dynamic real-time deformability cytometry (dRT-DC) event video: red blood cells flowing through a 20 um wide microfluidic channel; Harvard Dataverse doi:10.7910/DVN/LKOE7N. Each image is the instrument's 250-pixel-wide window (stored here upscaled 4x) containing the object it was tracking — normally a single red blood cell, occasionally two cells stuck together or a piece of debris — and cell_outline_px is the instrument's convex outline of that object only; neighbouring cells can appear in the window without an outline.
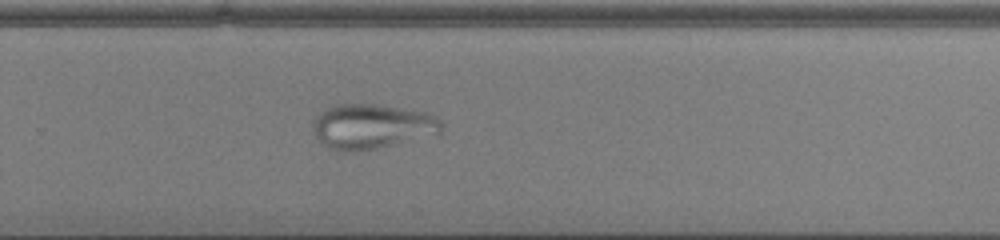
{"species": "common noctule bat (a hibernating species)", "species_latin": "Nyctalus noctula", "temperature_condition": "cold", "stored_images_in_passage": 46, "camera_frame_rate_fps": 3000, "um_per_image_px": 0.085, "animal": {"sex": "male", "body_mass_g": 13.0, "forearm_length_mm": 53.1}, "frame": {"image": 1, "passage_image": 30, "time_ms": 9.667, "image_size_px": [1000, 240], "cell_outline_px": [[440, 132], [360, 152], [352, 152], [328, 148], [316, 136], [312, 128], [312, 124], [316, 116], [320, 112], [336, 104], [376, 104], [428, 112], [436, 116], [440, 120]], "centroid_in_image_um": [31.55, 10.73], "position_along_channel_um": 298.2, "area_um2": 33.12}}
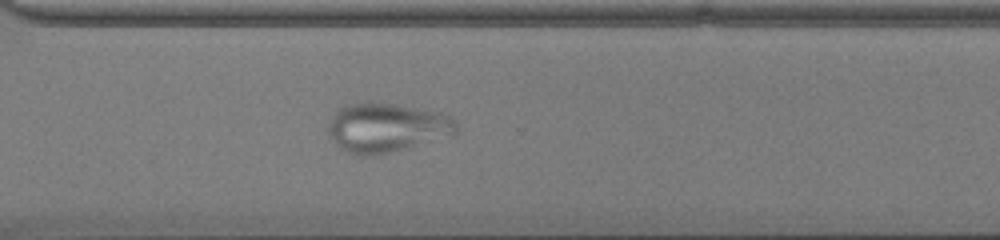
{"frame": {"image": 2, "passage_image": 33, "time_ms": 10.667, "image_size_px": [1000, 240], "cell_outline_px": [[456, 132], [452, 136], [372, 156], [360, 156], [344, 152], [336, 144], [328, 132], [328, 124], [332, 116], [336, 112], [352, 104], [388, 104], [436, 112], [452, 116], [456, 120]], "centroid_in_image_um": [32.87, 10.9], "position_along_channel_um": 337.7, "area_um2": 35.78}}
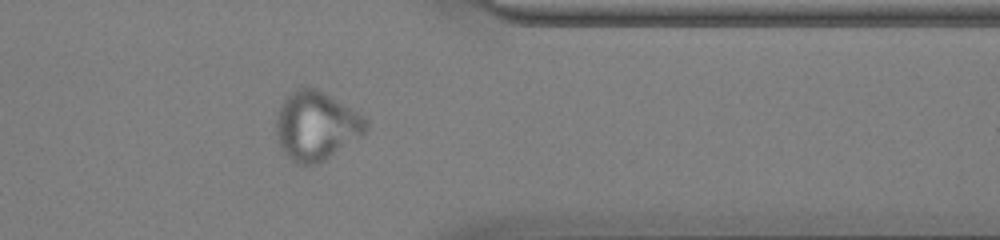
{"frame": {"image": 3, "passage_image": 37, "time_ms": 12.0, "image_size_px": [1000, 240], "cell_outline_px": [[368, 128], [360, 136], [324, 160], [316, 164], [296, 164], [284, 152], [276, 140], [276, 116], [280, 104], [296, 88], [316, 88], [324, 92], [364, 116], [368, 120]], "centroid_in_image_um": [26.85, 10.69], "position_along_channel_um": 384.6, "area_um2": 35.66}}